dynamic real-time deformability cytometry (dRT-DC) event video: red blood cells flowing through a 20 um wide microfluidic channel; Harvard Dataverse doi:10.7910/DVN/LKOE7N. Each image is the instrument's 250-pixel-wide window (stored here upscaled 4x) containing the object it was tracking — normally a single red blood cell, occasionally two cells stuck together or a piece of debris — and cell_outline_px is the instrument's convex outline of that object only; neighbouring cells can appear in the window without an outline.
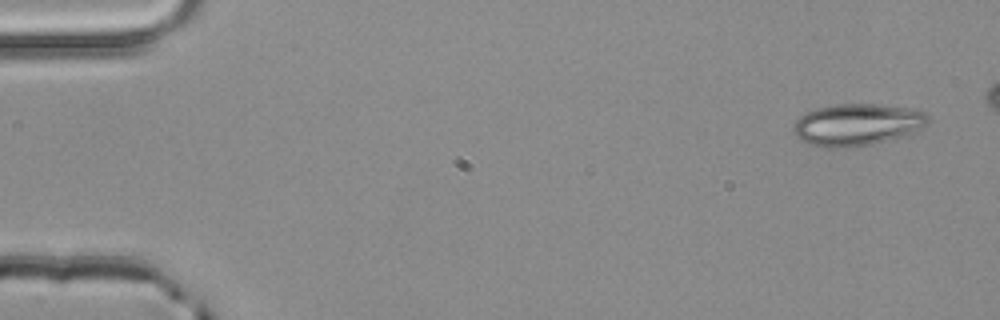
{"species": "common noctule bat (a hibernating species)", "species_latin": "Nyctalus noctula", "temperature_condition": "room temperature", "stored_images_in_passage": 4, "camera_frame_rate_fps": 3000, "um_per_image_px": 0.085, "animal": {"sex": "male", "body_mass_g": 20.4}, "frame": {"image": 1, "passage_image": 1, "time_ms": 0.0, "image_size_px": [1000, 320], "cell_outline_px": [[928, 124], [924, 128], [900, 136], [872, 144], [856, 148], [820, 148], [808, 144], [800, 140], [792, 132], [792, 124], [800, 116], [816, 108], [836, 104], [876, 104], [912, 108], [924, 112], [928, 116]], "centroid_in_image_um": [72.81, 10.61], "position_along_channel_um": 12.2, "area_um2": 33.29}}